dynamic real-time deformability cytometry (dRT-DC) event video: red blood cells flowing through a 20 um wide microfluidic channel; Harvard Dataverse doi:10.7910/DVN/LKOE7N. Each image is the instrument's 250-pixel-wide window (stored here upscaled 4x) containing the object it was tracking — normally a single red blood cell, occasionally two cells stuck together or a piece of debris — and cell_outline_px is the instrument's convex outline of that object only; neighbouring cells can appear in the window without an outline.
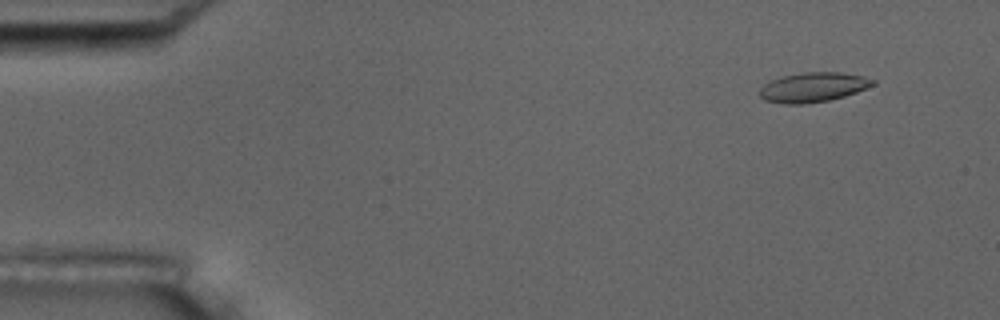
{"species": "common noctule bat (a hibernating species)", "species_latin": "Nyctalus noctula", "temperature_condition": "room temperature", "stored_images_in_passage": 6, "camera_frame_rate_fps": 3000, "um_per_image_px": 0.085, "animal": {"sex": "male", "body_mass_g": 17.5, "forearm_length_mm": 52.3}, "frame": {"image": 1, "passage_image": 1, "time_ms": 0.0, "image_size_px": [1000, 320], "cell_outline_px": [[876, 84], [856, 92], [844, 96], [828, 100], [804, 104], [784, 104], [764, 100], [760, 96], [760, 88], [764, 84], [772, 80], [784, 76], [804, 72], [840, 72], [864, 76], [876, 80]], "centroid_in_image_um": [69.13, 7.41], "position_along_channel_um": 15.9, "area_um2": 19.48}}
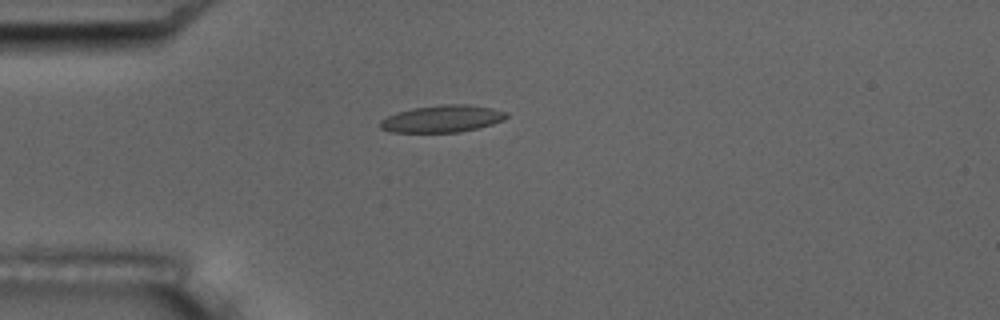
{"frame": {"image": 2, "passage_image": 3, "time_ms": 0.667, "image_size_px": [1000, 320], "cell_outline_px": [[508, 116], [504, 120], [492, 124], [460, 132], [392, 132], [380, 128], [380, 120], [396, 112], [412, 108], [444, 104], [468, 104], [492, 108], [508, 112]], "centroid_in_image_um": [37.6, 10.09], "position_along_channel_um": 47.4, "area_um2": 19.94}}